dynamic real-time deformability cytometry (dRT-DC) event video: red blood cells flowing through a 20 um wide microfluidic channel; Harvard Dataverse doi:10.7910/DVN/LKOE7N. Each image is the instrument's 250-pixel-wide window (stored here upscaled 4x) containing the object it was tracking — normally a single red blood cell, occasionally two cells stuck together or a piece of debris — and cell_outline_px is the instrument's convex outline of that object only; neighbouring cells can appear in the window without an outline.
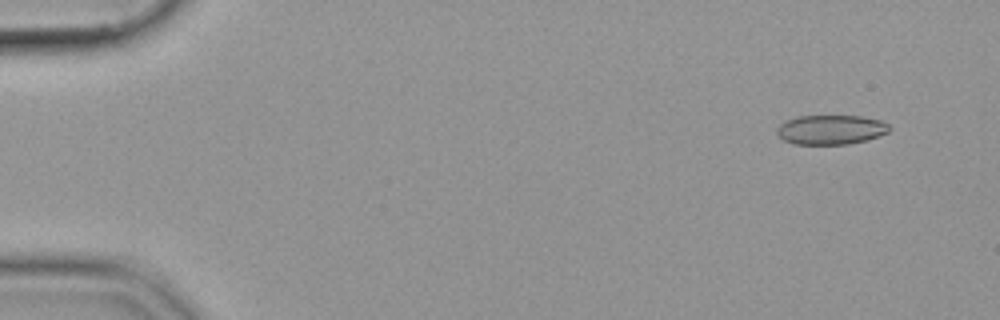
{"species": "common noctule bat (a hibernating species)", "species_latin": "Nyctalus noctula", "temperature_condition": "cold", "stored_images_in_passage": 54, "camera_frame_rate_fps": 3000, "um_per_image_px": 0.085, "animal": {"sex": "female", "body_mass_g": 19.9}, "frame": {"image": 1, "passage_image": 4, "time_ms": 1.0, "image_size_px": [1000, 320], "cell_outline_px": [[892, 128], [888, 132], [864, 140], [848, 144], [792, 144], [784, 140], [776, 132], [776, 128], [784, 120], [796, 116], [860, 116], [880, 120], [888, 124]], "centroid_in_image_um": [70.58, 11.01], "position_along_channel_um": 14.4, "area_um2": 19.31}}
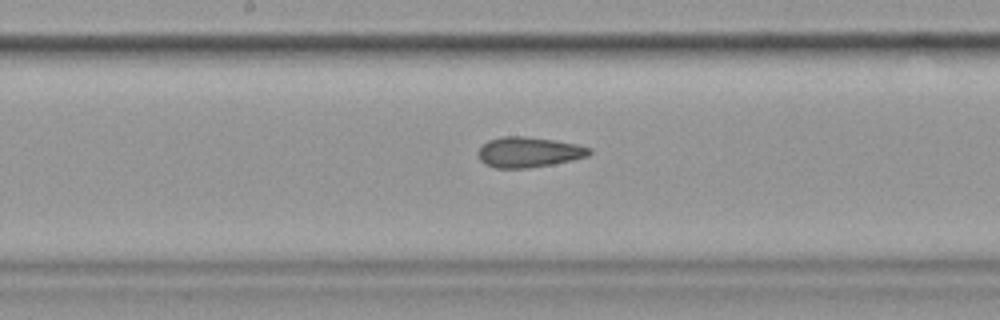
{"frame": {"image": 2, "passage_image": 29, "time_ms": 9.333, "image_size_px": [1000, 320], "cell_outline_px": [[592, 152], [588, 156], [572, 160], [552, 164], [528, 168], [496, 168], [484, 164], [480, 160], [476, 152], [480, 144], [488, 140], [500, 136], [524, 136], [552, 140], [576, 144], [592, 148]], "centroid_in_image_um": [44.88, 12.93], "position_along_channel_um": 203.3, "area_um2": 19.88}}
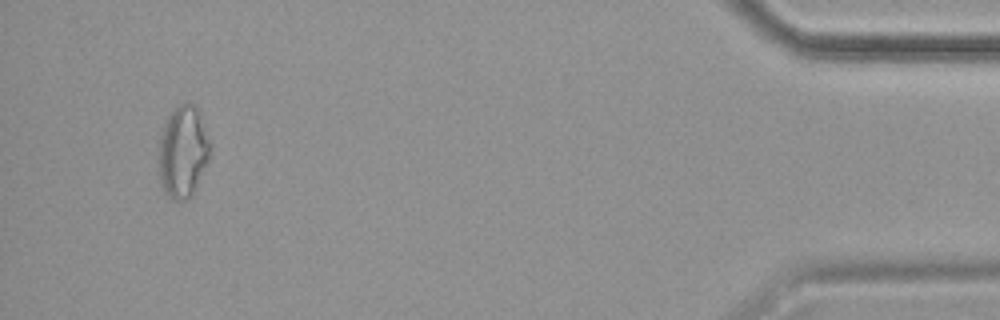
{"frame": {"image": 3, "passage_image": 52, "time_ms": 17.0, "image_size_px": [1000, 320], "cell_outline_px": [[212, 148], [208, 160], [192, 196], [188, 200], [172, 200], [164, 192], [160, 184], [156, 156], [156, 148], [160, 132], [168, 116], [180, 104], [192, 104], [200, 108], [212, 144]], "centroid_in_image_um": [15.53, 12.9], "position_along_channel_um": 419.7, "area_um2": 28.73}}